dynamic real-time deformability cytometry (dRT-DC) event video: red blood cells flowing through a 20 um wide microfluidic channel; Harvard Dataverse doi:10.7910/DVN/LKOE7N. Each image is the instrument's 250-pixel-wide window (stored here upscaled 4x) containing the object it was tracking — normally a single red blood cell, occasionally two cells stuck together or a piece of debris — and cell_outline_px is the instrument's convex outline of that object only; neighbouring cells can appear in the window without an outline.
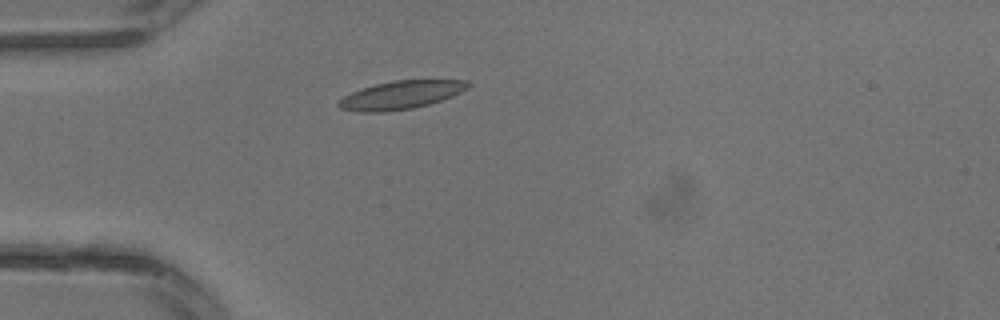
{"species": "common noctule bat (a hibernating species)", "species_latin": "Nyctalus noctula", "temperature_condition": "warm", "stored_images_in_passage": 2, "camera_frame_rate_fps": 3000, "um_per_image_px": 0.085, "animal": {"sex": "male", "body_mass_g": 13.3}, "frame": {"image": 1, "passage_image": 2, "time_ms": 0.333, "image_size_px": [1000, 320], "cell_outline_px": [[472, 84], [468, 88], [452, 96], [428, 104], [412, 108], [384, 112], [356, 112], [340, 108], [336, 104], [344, 96], [352, 92], [376, 84], [392, 80], [468, 80]], "centroid_in_image_um": [34.08, 8.07], "position_along_channel_um": 50.9, "area_um2": 21.15}}